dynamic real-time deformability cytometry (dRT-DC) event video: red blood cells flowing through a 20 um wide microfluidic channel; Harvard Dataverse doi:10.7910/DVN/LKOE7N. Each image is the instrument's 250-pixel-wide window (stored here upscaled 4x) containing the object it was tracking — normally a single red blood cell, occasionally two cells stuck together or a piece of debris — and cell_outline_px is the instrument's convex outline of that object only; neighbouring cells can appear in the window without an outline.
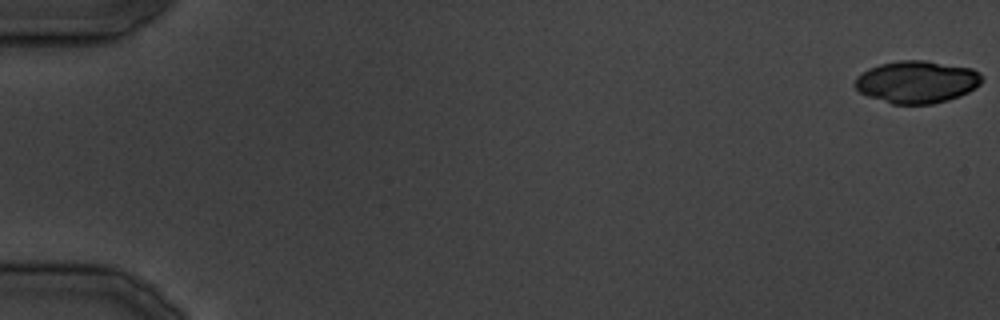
{"species": "common noctule bat (a hibernating species)", "species_latin": "Nyctalus noctula", "temperature_condition": "cold", "stored_images_in_passage": 15, "camera_frame_rate_fps": 3000, "um_per_image_px": 0.085, "animal": {"sex": "male", "body_mass_g": 19.5, "forearm_length_mm": 54.6}, "frame": {"image": 1, "passage_image": 1, "time_ms": 0.0, "image_size_px": [1000, 320], "cell_outline_px": [[984, 80], [976, 88], [960, 96], [948, 100], [932, 104], [892, 104], [868, 96], [860, 92], [852, 84], [856, 76], [868, 68], [880, 64], [900, 60], [924, 60], [972, 68], [980, 72], [984, 76]], "centroid_in_image_um": [77.94, 6.96], "position_along_channel_um": 7.1, "area_um2": 31.67}}